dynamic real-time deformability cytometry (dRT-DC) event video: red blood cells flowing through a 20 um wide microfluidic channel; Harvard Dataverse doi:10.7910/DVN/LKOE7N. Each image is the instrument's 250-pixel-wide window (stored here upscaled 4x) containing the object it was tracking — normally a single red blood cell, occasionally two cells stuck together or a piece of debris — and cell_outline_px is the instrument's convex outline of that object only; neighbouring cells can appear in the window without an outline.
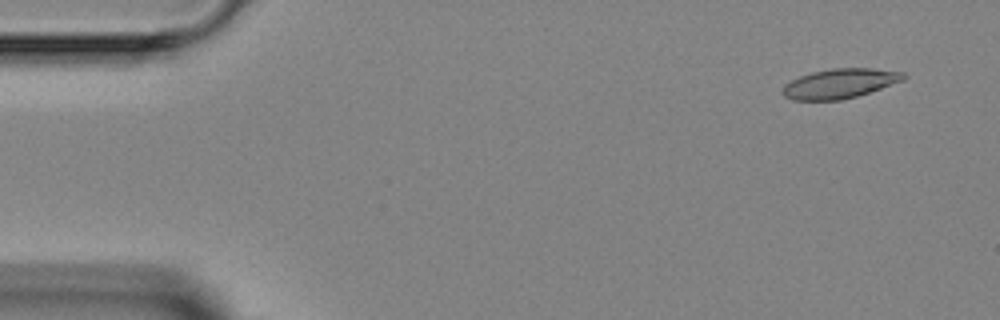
{"species": "Egyptian fruit bat (a non-hibernating species)", "species_latin": "Rousettus aegyptiacus", "temperature_condition": "room temperature", "stored_images_in_passage": 4, "camera_frame_rate_fps": 3000, "um_per_image_px": 0.085, "animal": {"sex": "female"}, "frame": {"image": 1, "passage_image": 1, "time_ms": 0.0, "image_size_px": [1000, 320], "cell_outline_px": [[908, 76], [904, 80], [856, 96], [840, 100], [792, 100], [784, 96], [784, 84], [800, 76], [812, 72], [832, 68], [872, 68], [904, 72]], "centroid_in_image_um": [71.4, 7.09], "position_along_channel_um": 13.6, "area_um2": 20.69}}
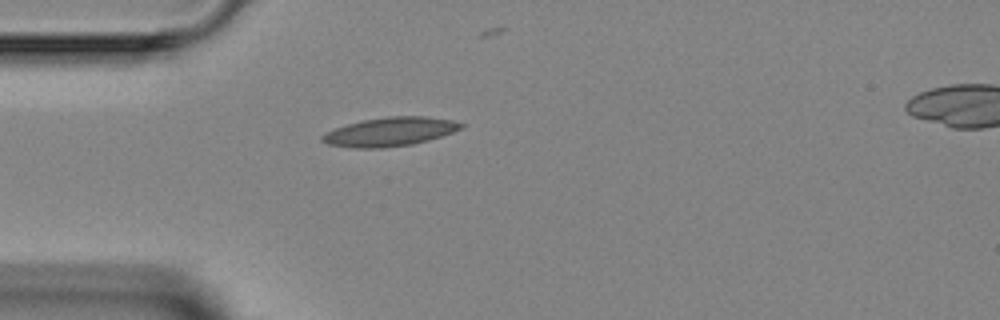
{"frame": {"image": 2, "passage_image": 3, "time_ms": 3.333, "image_size_px": [1000, 320], "cell_outline_px": [[464, 128], [428, 140], [412, 144], [384, 148], [352, 148], [328, 144], [320, 140], [320, 136], [336, 128], [348, 124], [364, 120], [388, 116], [424, 116], [452, 120], [464, 124]], "centroid_in_image_um": [33.15, 11.2], "position_along_channel_um": 51.9, "area_um2": 23.18}}